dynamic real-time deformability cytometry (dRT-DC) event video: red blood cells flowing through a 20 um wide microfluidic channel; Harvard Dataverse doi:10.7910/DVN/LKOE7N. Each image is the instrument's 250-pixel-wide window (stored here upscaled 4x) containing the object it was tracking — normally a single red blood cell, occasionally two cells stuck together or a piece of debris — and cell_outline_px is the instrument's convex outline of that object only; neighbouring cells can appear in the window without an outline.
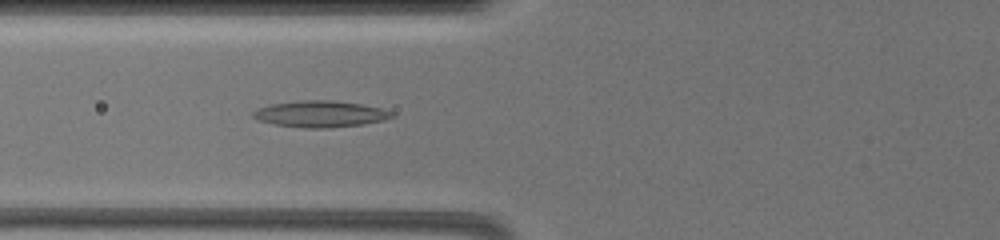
{"species": "common noctule bat (a hibernating species)", "species_latin": "Nyctalus noctula", "temperature_condition": "warm", "stored_images_in_passage": 52, "camera_frame_rate_fps": 3000, "um_per_image_px": 0.085, "animal": {"sex": "female", "body_mass_g": 19.5, "forearm_length_mm": 54.1}, "frame": {"image": 1, "passage_image": 9, "time_ms": 1.667, "image_size_px": [1000, 240], "cell_outline_px": [[396, 116], [384, 120], [364, 124], [328, 128], [304, 128], [276, 124], [260, 120], [252, 116], [252, 112], [260, 108], [272, 104], [308, 100], [332, 100], [360, 104], [380, 108], [392, 112]], "centroid_in_image_um": [27.28, 9.69], "position_along_channel_um": 98.5, "area_um2": 21.04}}
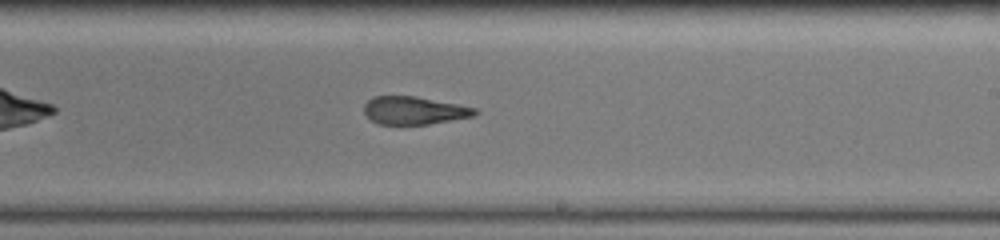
{"frame": {"image": 2, "passage_image": 29, "time_ms": 6.0, "image_size_px": [1000, 240], "cell_outline_px": [[480, 112], [476, 116], [428, 124], [376, 124], [364, 112], [364, 104], [372, 96], [416, 96], [476, 108]], "centroid_in_image_um": [35.21, 9.39], "position_along_channel_um": 253.8, "area_um2": 18.03}}
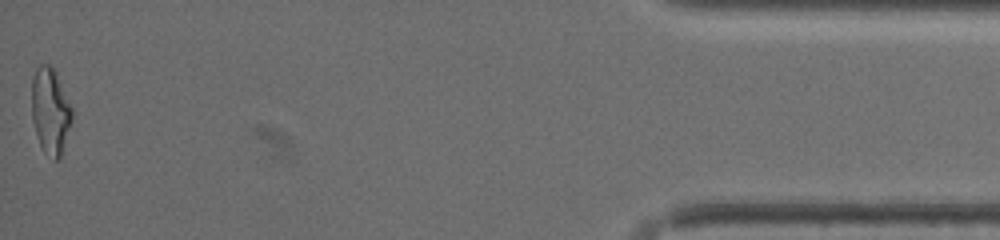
{"frame": {"image": 3, "passage_image": 52, "time_ms": 13.0, "image_size_px": [1000, 240], "cell_outline_px": [[72, 120], [60, 156], [56, 160], [52, 160], [44, 152], [36, 136], [32, 120], [32, 80], [36, 68], [40, 64], [48, 64], [56, 72], [72, 108]], "centroid_in_image_um": [4.27, 9.43], "position_along_channel_um": 430.9, "area_um2": 20.11}, "authors_computed_cell_mechanics": {"area_um2": 19.6231, "velocity_mm_per_s": 3.5785, "shape_relaxation_time_tau1_ms": null, "shape_relaxation_time_tau2_ms": 2.3989, "deformation_change_tau1": null, "deformation_change_tau2": 0.1251}}